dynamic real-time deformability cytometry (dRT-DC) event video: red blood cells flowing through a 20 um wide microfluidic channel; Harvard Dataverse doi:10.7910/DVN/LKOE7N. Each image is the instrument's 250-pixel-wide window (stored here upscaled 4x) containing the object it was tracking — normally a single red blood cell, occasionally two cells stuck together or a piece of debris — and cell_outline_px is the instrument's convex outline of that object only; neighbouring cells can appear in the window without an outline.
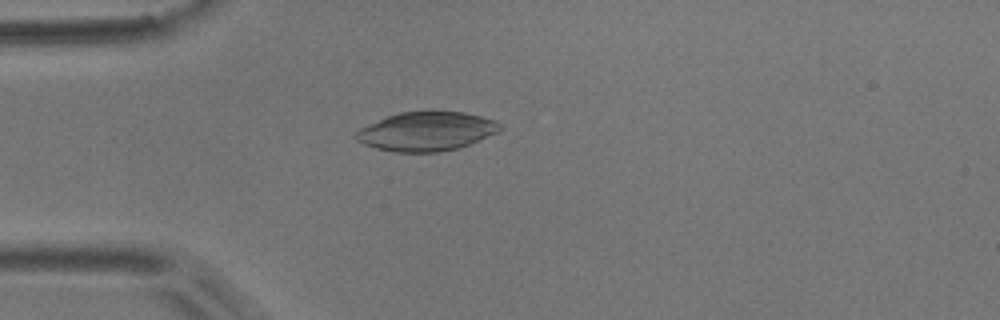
{"species": "common noctule bat (a hibernating species)", "species_latin": "Nyctalus noctula", "temperature_condition": "room temperature", "stored_images_in_passage": 53, "camera_frame_rate_fps": 3000, "um_per_image_px": 0.085, "animal": {"sex": "male", "body_mass_g": 17.9}, "frame": {"image": 1, "passage_image": 14, "time_ms": 4.333, "image_size_px": [1000, 320], "cell_outline_px": [[504, 128], [496, 132], [460, 148], [440, 152], [396, 152], [376, 148], [364, 144], [356, 140], [356, 132], [360, 128], [388, 116], [400, 112], [432, 108], [464, 112], [496, 120]], "centroid_in_image_um": [36.28, 11.13], "position_along_channel_um": 48.7, "area_um2": 33.29}}
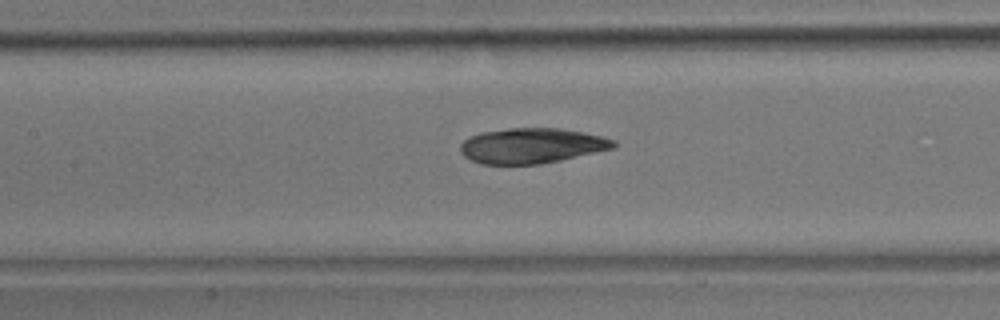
{"frame": {"image": 2, "passage_image": 24, "time_ms": 7.667, "image_size_px": [1000, 320], "cell_outline_px": [[616, 144], [612, 148], [560, 160], [540, 164], [480, 164], [464, 156], [460, 152], [460, 144], [464, 140], [480, 132], [508, 128], [556, 128], [584, 132], [616, 140]], "centroid_in_image_um": [45.15, 12.38], "position_along_channel_um": 162.2, "area_um2": 31.27}}
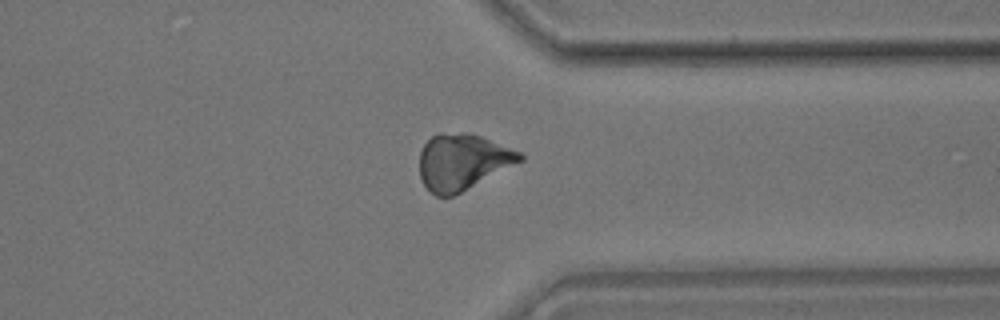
{"frame": {"image": 3, "passage_image": 41, "time_ms": 13.333, "image_size_px": [1000, 320], "cell_outline_px": [[524, 160], [452, 196], [436, 196], [424, 184], [420, 176], [420, 152], [424, 144], [432, 136], [440, 132], [468, 132], [480, 136], [520, 152], [524, 156]], "centroid_in_image_um": [39.3, 13.73], "position_along_channel_um": 372.1, "area_um2": 32.43}}